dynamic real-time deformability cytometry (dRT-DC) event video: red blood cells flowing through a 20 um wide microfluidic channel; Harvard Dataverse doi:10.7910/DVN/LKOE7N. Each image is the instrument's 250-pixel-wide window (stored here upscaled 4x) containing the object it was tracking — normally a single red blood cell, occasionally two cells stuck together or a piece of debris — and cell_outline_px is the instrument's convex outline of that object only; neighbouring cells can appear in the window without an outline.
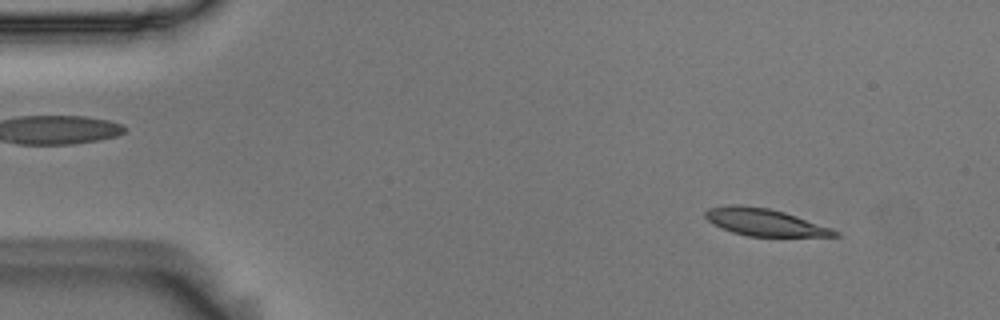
{"species": "Egyptian fruit bat (a non-hibernating species)", "species_latin": "Rousettus aegyptiacus", "temperature_condition": "room temperature", "stored_images_in_passage": 51, "camera_frame_rate_fps": 3000, "um_per_image_px": 0.085, "animal": {"sex": "male"}, "frame": {"image": 1, "passage_image": 3, "time_ms": 0.667, "image_size_px": [1000, 320], "cell_outline_px": [[840, 236], [748, 236], [732, 232], [720, 228], [712, 224], [704, 216], [704, 212], [708, 208], [728, 204], [740, 204], [768, 208], [784, 212], [832, 228], [840, 232]], "centroid_in_image_um": [64.94, 18.88], "position_along_channel_um": 20.1, "area_um2": 20.58}}
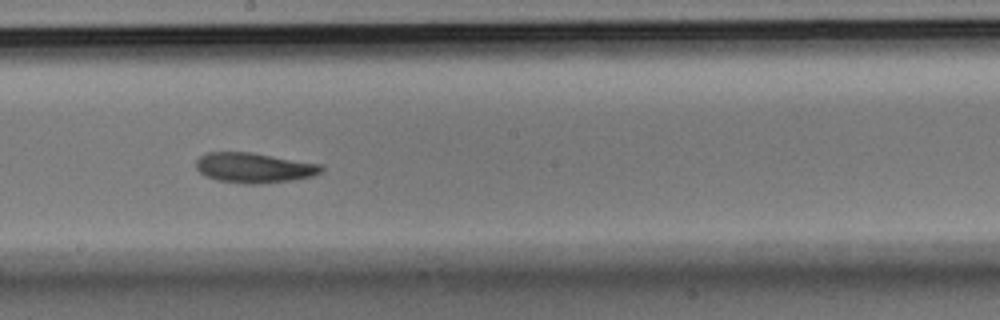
{"frame": {"image": 2, "passage_image": 27, "time_ms": 8.667, "image_size_px": [1000, 320], "cell_outline_px": [[324, 168], [320, 172], [312, 176], [292, 180], [260, 184], [244, 184], [216, 180], [200, 172], [196, 168], [196, 160], [200, 156], [208, 152], [252, 152], [324, 164]], "centroid_in_image_um": [21.62, 14.25], "position_along_channel_um": 226.6, "area_um2": 22.14}}
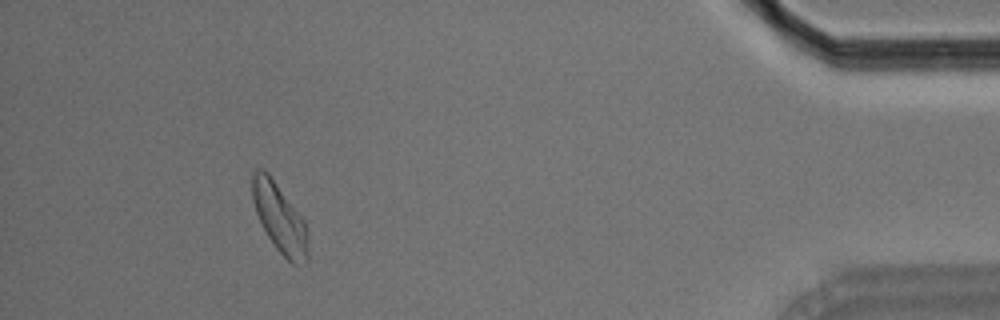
{"frame": {"image": 3, "passage_image": 47, "time_ms": 15.333, "image_size_px": [1000, 320], "cell_outline_px": [[308, 260], [304, 264], [292, 264], [276, 248], [260, 224], [252, 200], [252, 172], [256, 168], [264, 168], [268, 172], [304, 220], [308, 232]], "centroid_in_image_um": [23.76, 18.53], "position_along_channel_um": 411.4, "area_um2": 22.54}, "authors_computed_cell_mechanics": {"area_um2": 21.8484, "velocity_mm_per_s": 3.6612, "shape_relaxation_time_tau1_ms": 3.9127, "shape_relaxation_time_tau2_ms": 8.3742, "deformation_change_tau1": 0.1336, "deformation_change_tau2": 0.1771}}